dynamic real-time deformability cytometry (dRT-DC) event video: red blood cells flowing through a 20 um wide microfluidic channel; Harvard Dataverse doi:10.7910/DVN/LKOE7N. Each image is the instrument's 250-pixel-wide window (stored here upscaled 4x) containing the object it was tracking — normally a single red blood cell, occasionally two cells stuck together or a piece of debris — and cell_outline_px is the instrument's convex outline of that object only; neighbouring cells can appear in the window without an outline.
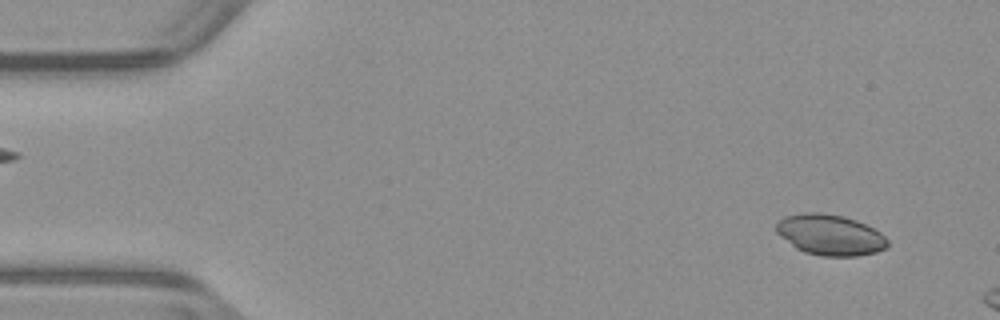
{"species": "common noctule bat (a hibernating species)", "species_latin": "Nyctalus noctula", "temperature_condition": "warm", "stored_images_in_passage": 48, "camera_frame_rate_fps": 3000, "um_per_image_px": 0.085, "animal": {"sex": "male", "body_mass_g": 23.1, "forearm_length_mm": 52.7}, "frame": {"image": 1, "passage_image": 3, "time_ms": 0.667, "image_size_px": [1000, 320], "cell_outline_px": [[888, 248], [876, 252], [856, 256], [820, 256], [804, 252], [796, 248], [780, 236], [776, 232], [776, 224], [784, 216], [804, 212], [820, 212], [844, 216], [856, 220], [880, 232], [888, 240]], "centroid_in_image_um": [70.55, 19.96], "position_along_channel_um": 14.4, "area_um2": 26.53}}
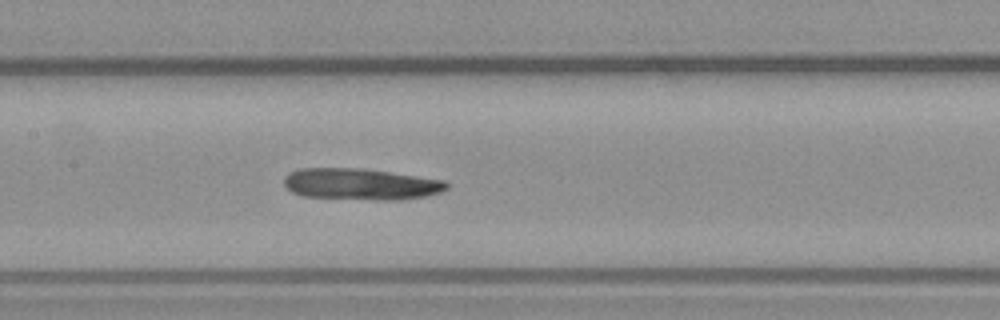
{"frame": {"image": 2, "passage_image": 24, "time_ms": 7.667, "image_size_px": [1000, 320], "cell_outline_px": [[448, 188], [440, 192], [428, 196], [400, 200], [376, 200], [300, 196], [292, 192], [284, 184], [284, 176], [288, 172], [300, 168], [364, 168], [444, 180], [448, 184]], "centroid_in_image_um": [30.65, 15.65], "position_along_channel_um": 176.7, "area_um2": 30.06}}
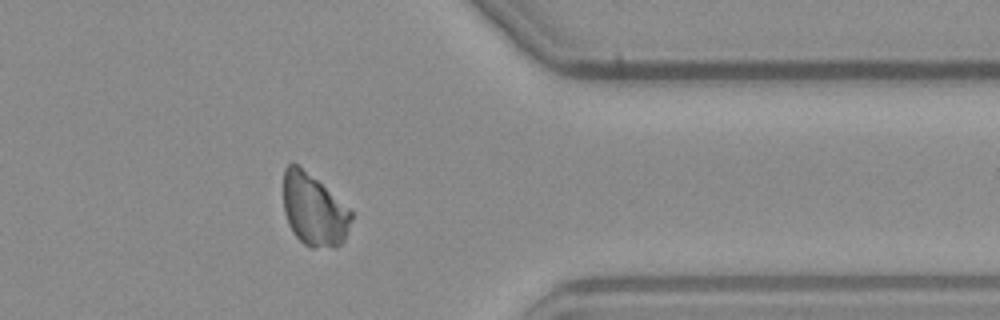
{"frame": {"image": 3, "passage_image": 41, "time_ms": 13.333, "image_size_px": [1000, 320], "cell_outline_px": [[352, 220], [344, 240], [336, 248], [312, 248], [304, 244], [292, 232], [288, 224], [284, 212], [284, 168], [292, 160], [316, 180], [348, 208], [352, 212]], "centroid_in_image_um": [26.66, 17.88], "position_along_channel_um": 384.7, "area_um2": 28.26}}